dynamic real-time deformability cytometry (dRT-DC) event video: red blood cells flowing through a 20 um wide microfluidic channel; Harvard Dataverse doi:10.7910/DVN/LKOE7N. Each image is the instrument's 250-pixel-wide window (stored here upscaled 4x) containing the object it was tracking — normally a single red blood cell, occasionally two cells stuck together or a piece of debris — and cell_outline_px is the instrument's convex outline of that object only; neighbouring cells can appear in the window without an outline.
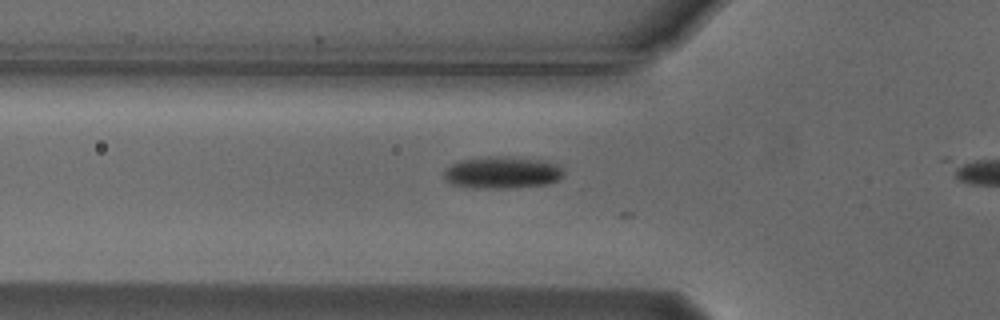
{"species": "Egyptian fruit bat (a non-hibernating species)", "species_latin": "Rousettus aegyptiacus", "temperature_condition": "cold", "stored_images_in_passage": 11, "camera_frame_rate_fps": 3000, "um_per_image_px": 0.085, "animal": {"sex": "male"}, "frame": {"image": 1, "passage_image": 8, "time_ms": 2.333, "image_size_px": [1000, 320], "cell_outline_px": [[564, 176], [548, 184], [508, 188], [472, 188], [452, 184], [444, 180], [444, 168], [460, 160], [488, 156], [500, 156], [544, 160], [556, 164], [564, 172]], "centroid_in_image_um": [42.65, 14.66], "position_along_channel_um": 83.2, "area_um2": 22.43}}